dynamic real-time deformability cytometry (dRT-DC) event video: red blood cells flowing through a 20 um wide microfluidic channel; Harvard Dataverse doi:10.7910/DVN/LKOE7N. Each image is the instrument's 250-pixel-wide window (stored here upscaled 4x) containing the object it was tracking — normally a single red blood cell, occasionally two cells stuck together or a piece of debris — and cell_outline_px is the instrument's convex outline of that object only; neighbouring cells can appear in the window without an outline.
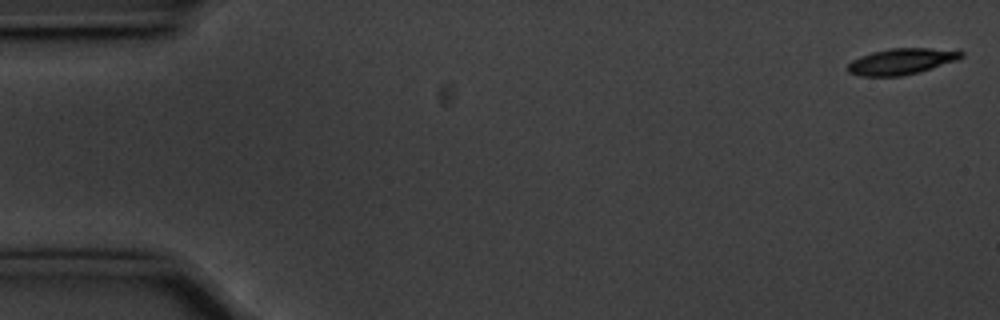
{"species": "common noctule bat (a hibernating species)", "species_latin": "Nyctalus noctula", "temperature_condition": "cold", "stored_images_in_passage": 52, "camera_frame_rate_fps": 3000, "um_per_image_px": 0.085, "animal": {"sex": "male", "body_mass_g": 20.1, "forearm_length_mm": 53.5}, "frame": {"image": 1, "passage_image": 1, "time_ms": 0.0, "image_size_px": [1000, 320], "cell_outline_px": [[964, 56], [956, 60], [920, 72], [900, 76], [860, 76], [848, 72], [844, 68], [852, 60], [860, 56], [872, 52], [888, 48], [928, 48], [964, 52]], "centroid_in_image_um": [76.55, 5.23], "position_along_channel_um": 8.4, "area_um2": 17.22}}
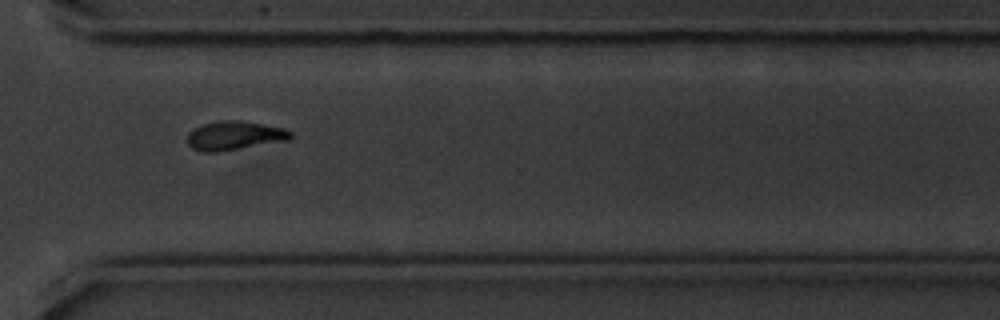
{"frame": {"image": 2, "passage_image": 41, "time_ms": 13.333, "image_size_px": [1000, 320], "cell_outline_px": [[292, 136], [288, 140], [216, 152], [200, 152], [192, 148], [188, 144], [188, 132], [204, 124], [224, 120], [240, 120], [264, 124], [284, 128], [292, 132]], "centroid_in_image_um": [19.93, 11.52], "position_along_channel_um": 350.7, "area_um2": 17.22}}
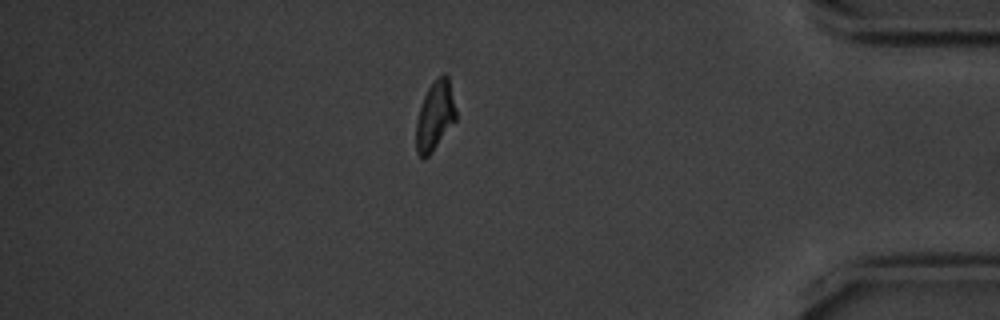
{"frame": {"image": 3, "passage_image": 48, "time_ms": 15.667, "image_size_px": [1000, 320], "cell_outline_px": [[456, 120], [432, 152], [424, 160], [420, 160], [416, 152], [416, 124], [420, 108], [424, 96], [428, 88], [444, 72], [448, 76], [456, 108]], "centroid_in_image_um": [36.97, 9.9], "position_along_channel_um": 398.2, "area_um2": 16.07}}